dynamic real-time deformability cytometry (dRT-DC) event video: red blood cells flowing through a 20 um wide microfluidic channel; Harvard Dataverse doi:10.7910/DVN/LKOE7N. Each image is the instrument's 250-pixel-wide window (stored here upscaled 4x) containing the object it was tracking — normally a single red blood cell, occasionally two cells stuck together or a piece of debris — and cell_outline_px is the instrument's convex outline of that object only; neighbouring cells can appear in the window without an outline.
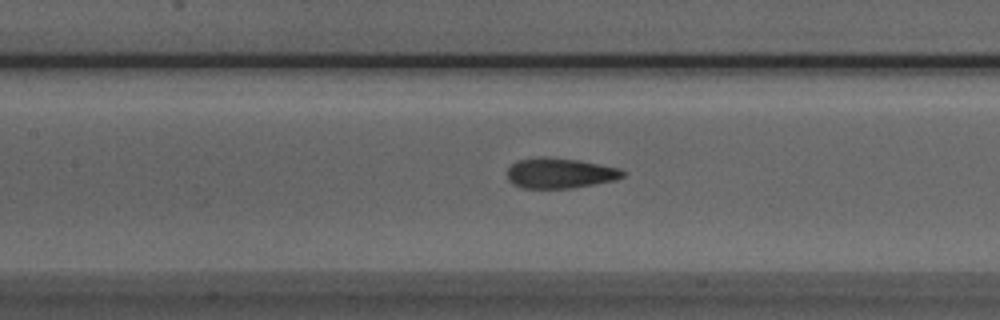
{"species": "Egyptian fruit bat (a non-hibernating species)", "species_latin": "Rousettus aegyptiacus", "temperature_condition": "room temperature", "stored_images_in_passage": 41, "camera_frame_rate_fps": 3000, "um_per_image_px": 0.085, "animal": {"sex": "male"}, "frame": {"image": 1, "passage_image": 11, "time_ms": 3.333, "image_size_px": [1000, 320], "cell_outline_px": [[628, 172], [624, 176], [616, 180], [572, 188], [520, 188], [512, 184], [508, 180], [508, 168], [516, 160], [540, 156], [544, 156], [580, 160], [620, 168]], "centroid_in_image_um": [47.6, 14.71], "position_along_channel_um": 159.8, "area_um2": 20.75}}
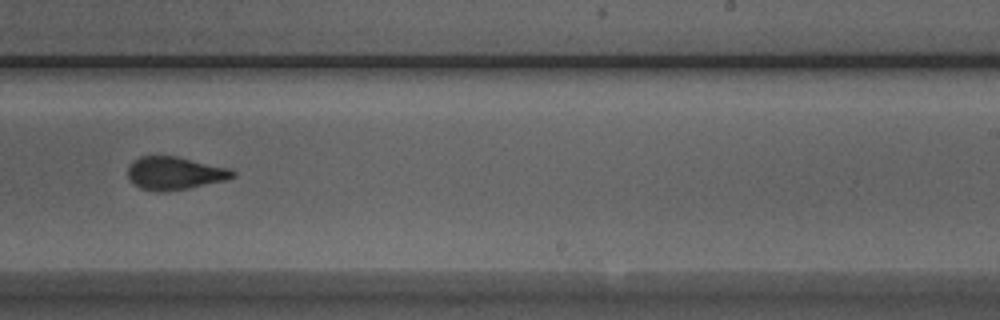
{"frame": {"image": 2, "passage_image": 20, "time_ms": 6.333, "image_size_px": [1000, 320], "cell_outline_px": [[236, 176], [224, 180], [188, 188], [164, 192], [140, 188], [128, 176], [128, 164], [132, 160], [140, 156], [176, 156], [228, 168], [236, 172]], "centroid_in_image_um": [14.83, 14.71], "position_along_channel_um": 274.2, "area_um2": 19.88}}
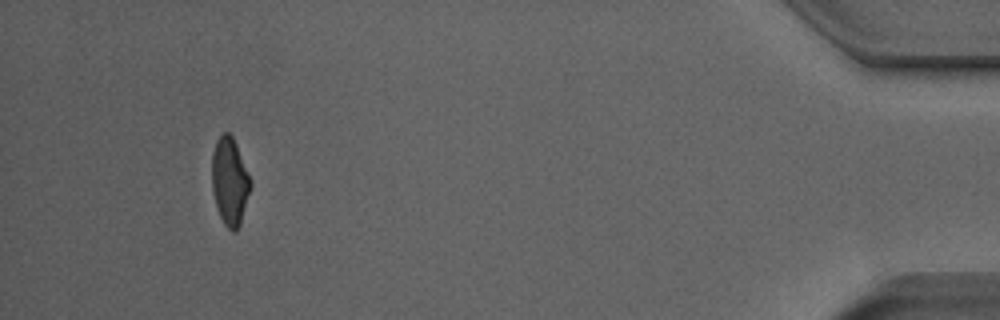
{"frame": {"image": 3, "passage_image": 37, "time_ms": 12.0, "image_size_px": [1000, 320], "cell_outline_px": [[252, 188], [240, 224], [236, 232], [232, 232], [224, 224], [220, 216], [216, 204], [212, 188], [212, 152], [216, 140], [224, 132], [228, 132], [232, 136], [236, 144], [252, 180]], "centroid_in_image_um": [19.55, 15.42], "position_along_channel_um": 415.7, "area_um2": 19.88}, "authors_computed_cell_mechanics": {"area_um2": 20.3456, "velocity_mm_per_s": 3.8304, "shape_relaxation_time_tau1_ms": 6.4735, "shape_relaxation_time_tau2_ms": 1.1016, "deformation_change_tau1": 0.1856, "deformation_change_tau2": 0.074}}